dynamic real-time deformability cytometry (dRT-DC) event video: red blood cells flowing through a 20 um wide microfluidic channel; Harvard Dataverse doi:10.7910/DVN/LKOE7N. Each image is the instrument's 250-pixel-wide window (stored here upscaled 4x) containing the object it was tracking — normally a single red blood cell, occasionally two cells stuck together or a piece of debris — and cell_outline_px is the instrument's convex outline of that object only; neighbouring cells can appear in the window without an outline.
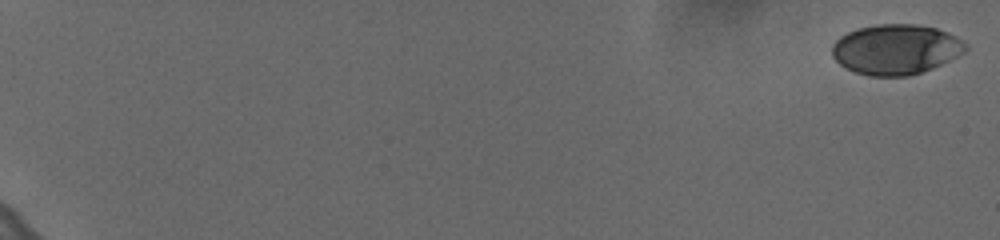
{"species": "human", "species_latin": "Homo sapiens", "temperature_condition": "cold", "stored_images_in_passage": 56, "camera_frame_rate_fps": 3000, "um_per_image_px": 0.085, "donor": {"sex": "female"}, "frame": {"image": 1, "passage_image": 1, "time_ms": 0.0, "image_size_px": [1000, 240], "cell_outline_px": [[968, 48], [964, 52], [932, 68], [908, 76], [868, 76], [844, 68], [832, 56], [832, 44], [840, 36], [856, 28], [876, 24], [916, 24], [936, 28], [968, 44]], "centroid_in_image_um": [76.09, 4.2], "position_along_channel_um": 8.9, "area_um2": 38.84}}
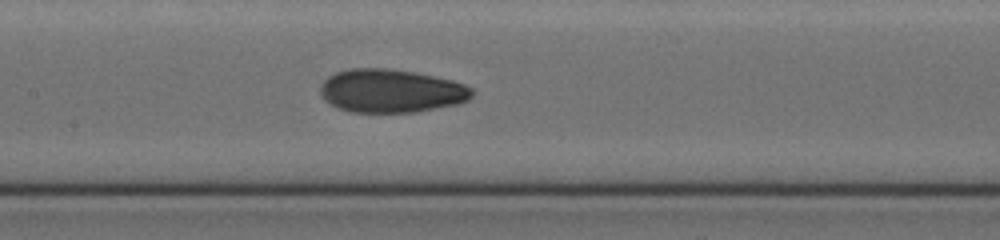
{"frame": {"image": 2, "passage_image": 29, "time_ms": 9.333, "image_size_px": [1000, 240], "cell_outline_px": [[472, 96], [468, 100], [456, 104], [416, 112], [352, 112], [340, 108], [324, 100], [320, 92], [320, 84], [328, 76], [336, 72], [348, 68], [388, 68], [412, 72], [452, 80], [464, 84], [472, 88]], "centroid_in_image_um": [33.22, 7.72], "position_along_channel_um": 174.2, "area_um2": 38.21}}
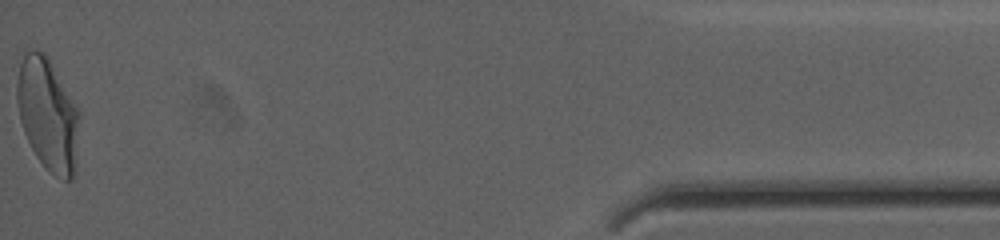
{"frame": {"image": 3, "passage_image": 56, "time_ms": 18.333, "image_size_px": [1000, 240], "cell_outline_px": [[80, 116], [72, 180], [64, 180], [48, 172], [44, 168], [36, 156], [24, 132], [20, 120], [16, 100], [16, 84], [20, 64], [24, 48], [32, 48], [44, 52], [48, 56], [80, 112]], "centroid_in_image_um": [4.03, 9.66], "position_along_channel_um": 431.2, "area_um2": 41.04}, "authors_computed_cell_mechanics": {"area_um2": 37.859, "velocity_mm_per_s": 3.6269, "shape_relaxation_time_tau1_ms": 8.079, "shape_relaxation_time_tau2_ms": 1.4835, "deformation_change_tau1": 0.2151, "deformation_change_tau2": 0.0637}}